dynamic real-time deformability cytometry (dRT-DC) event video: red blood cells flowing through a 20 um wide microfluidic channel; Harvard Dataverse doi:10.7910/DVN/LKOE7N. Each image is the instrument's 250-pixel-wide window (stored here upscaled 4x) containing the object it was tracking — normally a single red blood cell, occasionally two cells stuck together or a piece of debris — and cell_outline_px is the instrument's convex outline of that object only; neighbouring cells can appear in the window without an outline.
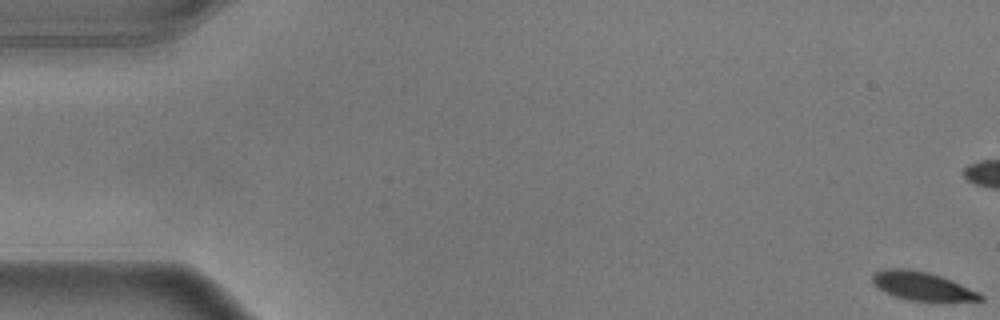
{"species": "common noctule bat (a hibernating species)", "species_latin": "Nyctalus noctula", "temperature_condition": "warm", "stored_images_in_passage": 18, "camera_frame_rate_fps": 3000, "um_per_image_px": 0.085, "animal": {"sex": "male", "body_mass_g": 17.9}, "frame": {"image": 1, "passage_image": 1, "time_ms": 0.0, "image_size_px": [1000, 320], "cell_outline_px": [[984, 300], [908, 300], [896, 296], [880, 288], [872, 280], [872, 276], [876, 272], [884, 268], [904, 268], [928, 272], [952, 280], [980, 292], [984, 296]], "centroid_in_image_um": [78.42, 24.29], "position_along_channel_um": 6.6, "area_um2": 17.46}}